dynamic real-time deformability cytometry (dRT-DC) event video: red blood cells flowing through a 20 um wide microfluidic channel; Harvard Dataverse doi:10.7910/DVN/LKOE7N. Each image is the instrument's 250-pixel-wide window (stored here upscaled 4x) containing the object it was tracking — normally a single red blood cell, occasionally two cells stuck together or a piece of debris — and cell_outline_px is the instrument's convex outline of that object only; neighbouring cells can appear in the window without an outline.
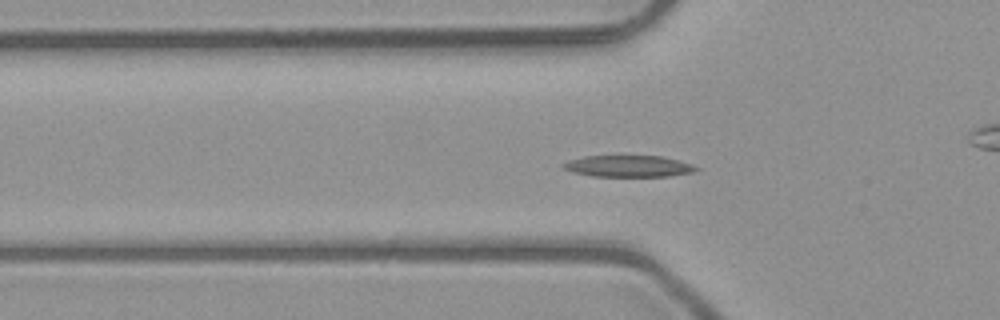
{"species": "common noctule bat (a hibernating species)", "species_latin": "Nyctalus noctula", "temperature_condition": "room temperature", "stored_images_in_passage": 53, "camera_frame_rate_fps": 3000, "um_per_image_px": 0.085, "animal": {"sex": "male", "body_mass_g": 23.1, "forearm_length_mm": 52.7}, "frame": {"image": 1, "passage_image": 18, "time_ms": 5.667, "image_size_px": [1000, 320], "cell_outline_px": [[700, 168], [692, 172], [668, 176], [592, 176], [572, 172], [564, 168], [560, 164], [568, 160], [584, 156], [660, 156], [680, 160], [692, 164]], "centroid_in_image_um": [53.4, 14.12], "position_along_channel_um": 72.4, "area_um2": 16.65}}
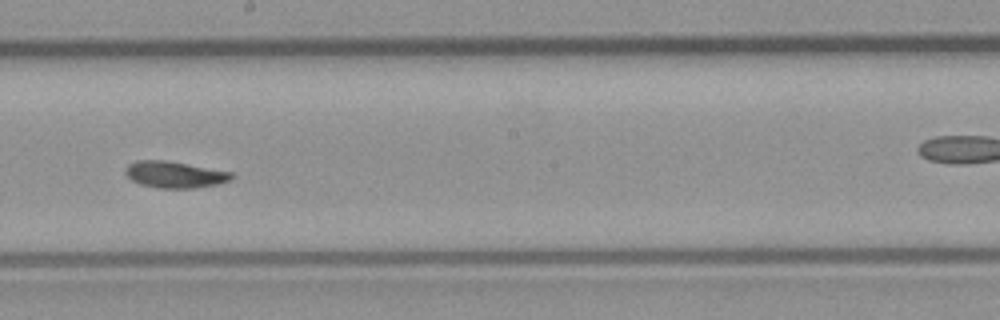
{"frame": {"image": 2, "passage_image": 30, "time_ms": 9.667, "image_size_px": [1000, 320], "cell_outline_px": [[232, 176], [228, 180], [220, 184], [196, 188], [156, 188], [140, 184], [132, 180], [124, 172], [124, 168], [128, 164], [136, 160], [164, 160], [232, 172]], "centroid_in_image_um": [14.8, 14.84], "position_along_channel_um": 233.4, "area_um2": 16.36}}
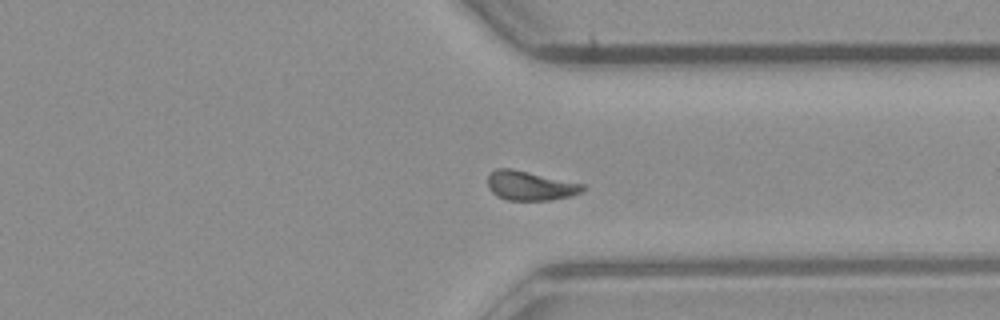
{"frame": {"image": 3, "passage_image": 40, "time_ms": 13.0, "image_size_px": [1000, 320], "cell_outline_px": [[584, 188], [580, 192], [572, 196], [552, 200], [508, 200], [496, 196], [488, 188], [488, 176], [496, 168], [512, 168], [584, 184]], "centroid_in_image_um": [45.05, 15.78], "position_along_channel_um": 366.4, "area_um2": 16.24}, "authors_computed_cell_mechanics": {"area_um2": 16.3574, "velocity_mm_per_s": 3.9933, "shape_relaxation_time_tau1_ms": 2.9357, "shape_relaxation_time_tau2_ms": 2.1147, "deformation_change_tau1": 0.1397, "deformation_change_tau2": 0.0821}}